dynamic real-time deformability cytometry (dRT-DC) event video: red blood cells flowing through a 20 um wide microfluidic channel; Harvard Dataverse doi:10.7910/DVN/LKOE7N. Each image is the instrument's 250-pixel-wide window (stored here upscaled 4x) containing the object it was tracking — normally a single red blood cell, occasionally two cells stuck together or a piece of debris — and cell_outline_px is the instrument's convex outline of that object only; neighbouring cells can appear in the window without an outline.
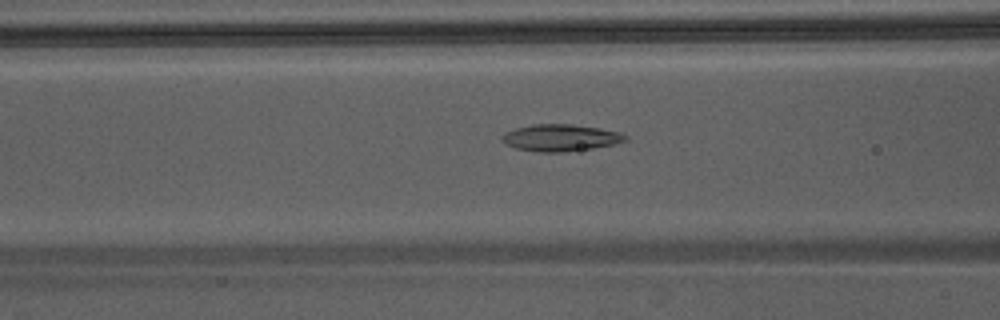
{"species": "Egyptian fruit bat (a non-hibernating species)", "species_latin": "Rousettus aegyptiacus", "temperature_condition": "warm", "stored_images_in_passage": 31, "camera_frame_rate_fps": 3000, "um_per_image_px": 0.085, "animal": {"sex": "male"}, "frame": {"image": 1, "passage_image": 7, "time_ms": 2.0, "image_size_px": [1000, 320], "cell_outline_px": [[628, 140], [612, 144], [592, 148], [560, 152], [540, 152], [516, 148], [500, 140], [508, 132], [516, 128], [532, 124], [572, 124], [600, 128], [620, 132], [628, 136]], "centroid_in_image_um": [47.69, 11.7], "position_along_channel_um": 118.9, "area_um2": 19.02}}
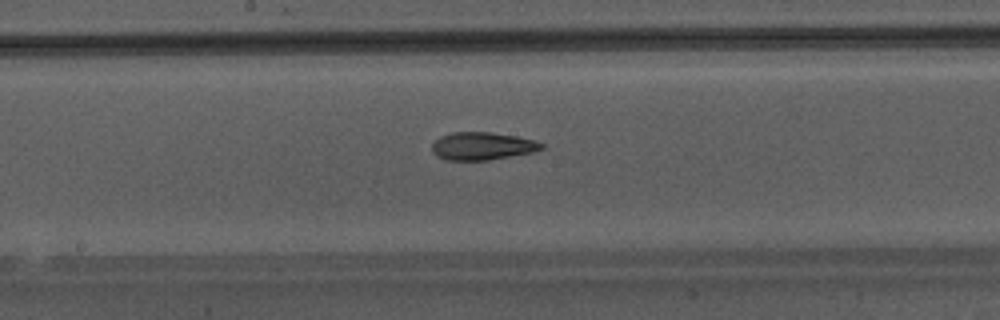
{"frame": {"image": 2, "passage_image": 13, "time_ms": 4.0, "image_size_px": [1000, 320], "cell_outline_px": [[544, 148], [532, 152], [488, 160], [448, 160], [436, 156], [432, 152], [432, 144], [440, 136], [452, 132], [488, 132], [516, 136], [532, 140], [544, 144]], "centroid_in_image_um": [40.96, 12.41], "position_along_channel_um": 207.2, "area_um2": 17.57}}
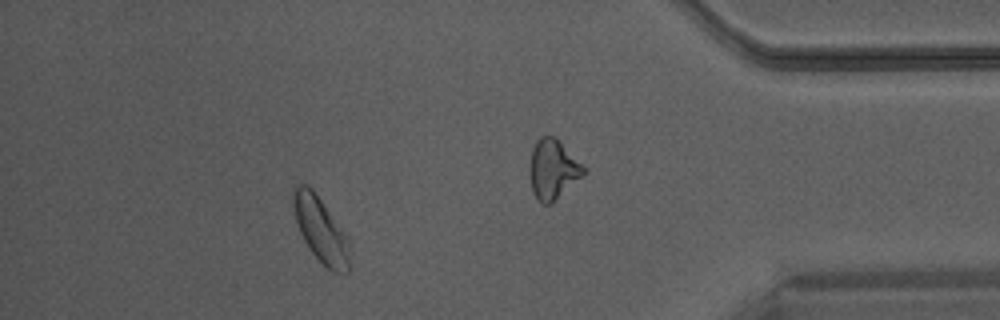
{"frame": {"image": 3, "passage_image": 26, "time_ms": 8.333, "image_size_px": [1000, 320], "cell_outline_px": [[352, 268], [348, 272], [332, 272], [308, 248], [296, 224], [292, 204], [292, 188], [296, 184], [304, 184], [312, 188], [348, 236], [352, 264]], "centroid_in_image_um": [27.28, 19.54], "position_along_channel_um": 407.9, "area_um2": 21.85}}